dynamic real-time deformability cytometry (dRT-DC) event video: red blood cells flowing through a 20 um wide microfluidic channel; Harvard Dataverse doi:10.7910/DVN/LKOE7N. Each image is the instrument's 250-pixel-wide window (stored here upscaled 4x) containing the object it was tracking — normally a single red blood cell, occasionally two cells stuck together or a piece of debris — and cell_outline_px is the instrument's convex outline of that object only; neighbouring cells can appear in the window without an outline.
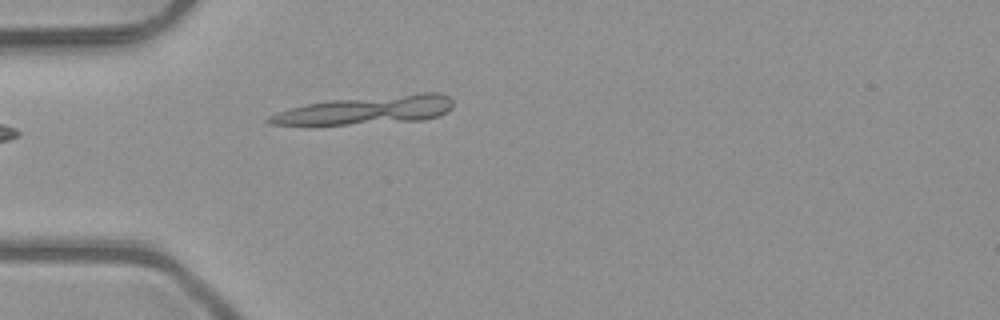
{"species": "common noctule bat (a hibernating species)", "species_latin": "Nyctalus noctula", "temperature_condition": "room temperature", "stored_images_in_passage": 6, "camera_frame_rate_fps": 3000, "um_per_image_px": 0.085, "animal": {"sex": "male", "body_mass_g": 23.1, "forearm_length_mm": 52.7}, "frame": {"image": 1, "passage_image": 5, "time_ms": 1.333, "image_size_px": [1000, 320], "cell_outline_px": [[452, 108], [448, 112], [440, 116], [424, 120], [348, 124], [268, 124], [264, 120], [268, 116], [304, 104], [332, 100], [420, 92], [440, 92], [448, 96], [452, 100]], "centroid_in_image_um": [31.23, 9.34], "position_along_channel_um": 53.8, "area_um2": 30.35}}